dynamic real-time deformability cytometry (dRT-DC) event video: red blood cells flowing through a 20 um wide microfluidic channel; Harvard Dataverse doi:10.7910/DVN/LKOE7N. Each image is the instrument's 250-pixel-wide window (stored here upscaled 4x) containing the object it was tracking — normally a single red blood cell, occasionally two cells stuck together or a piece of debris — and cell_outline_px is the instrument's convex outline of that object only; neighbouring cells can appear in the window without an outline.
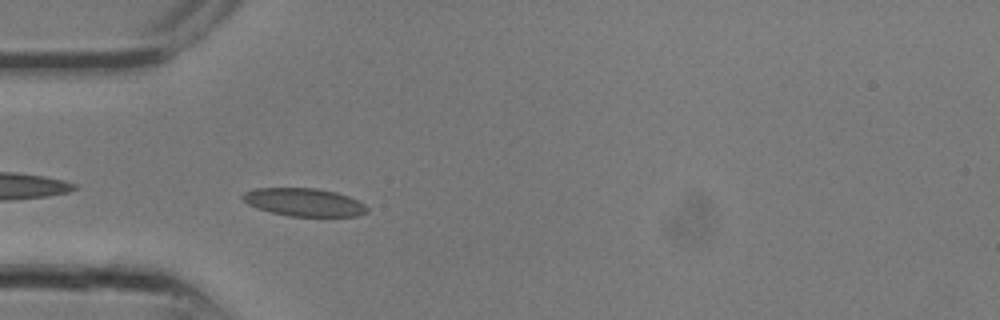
{"species": "common noctule bat (a hibernating species)", "species_latin": "Nyctalus noctula", "temperature_condition": "room temperature", "stored_images_in_passage": 6, "camera_frame_rate_fps": 3000, "um_per_image_px": 0.085, "animal": {"sex": "male", "body_mass_g": 13.3}, "frame": {"image": 1, "passage_image": 6, "time_ms": 1.667, "image_size_px": [1000, 320], "cell_outline_px": [[368, 212], [360, 216], [288, 216], [272, 212], [248, 204], [240, 196], [244, 192], [256, 188], [316, 188], [336, 192], [348, 196], [364, 204], [368, 208]], "centroid_in_image_um": [25.87, 17.19], "position_along_channel_um": 59.1, "area_um2": 20.17}}